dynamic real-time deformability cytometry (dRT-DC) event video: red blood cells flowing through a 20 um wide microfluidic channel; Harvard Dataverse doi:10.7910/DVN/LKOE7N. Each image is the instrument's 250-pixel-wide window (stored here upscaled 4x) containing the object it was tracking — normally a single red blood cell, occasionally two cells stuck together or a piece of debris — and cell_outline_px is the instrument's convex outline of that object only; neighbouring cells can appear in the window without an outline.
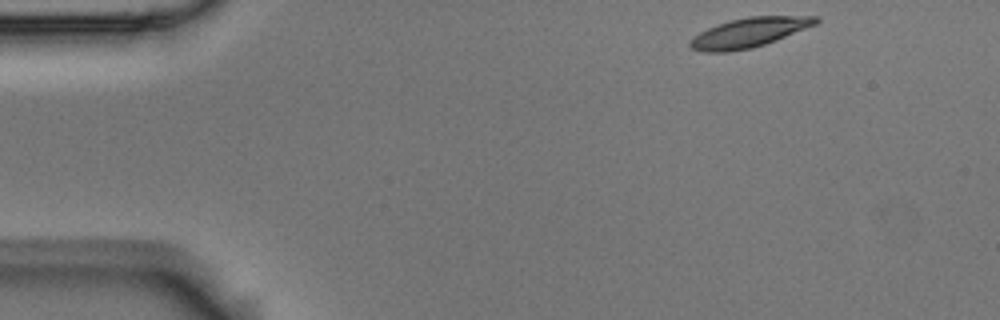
{"species": "Egyptian fruit bat (a non-hibernating species)", "species_latin": "Rousettus aegyptiacus", "temperature_condition": "room temperature", "stored_images_in_passage": 49, "camera_frame_rate_fps": 3000, "um_per_image_px": 0.085, "animal": {"sex": "male"}, "frame": {"image": 1, "passage_image": 1, "time_ms": 0.0, "image_size_px": [1000, 320], "cell_outline_px": [[820, 20], [816, 24], [776, 40], [752, 48], [728, 52], [700, 52], [692, 48], [688, 44], [700, 32], [716, 24], [748, 16], [820, 16]], "centroid_in_image_um": [63.68, 2.76], "position_along_channel_um": 21.3, "area_um2": 21.44}}
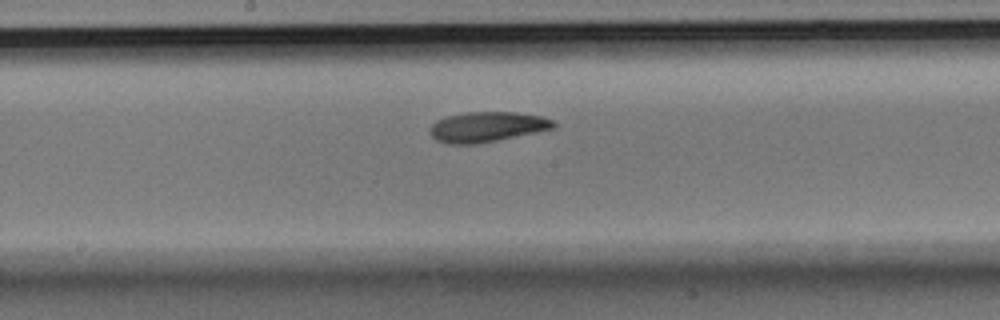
{"frame": {"image": 2, "passage_image": 23, "time_ms": 7.333, "image_size_px": [1000, 320], "cell_outline_px": [[556, 128], [476, 144], [448, 144], [436, 140], [428, 132], [428, 128], [436, 120], [444, 116], [468, 112], [516, 112], [540, 116], [552, 120], [556, 124]], "centroid_in_image_um": [41.34, 10.78], "position_along_channel_um": 206.9, "area_um2": 21.79}}
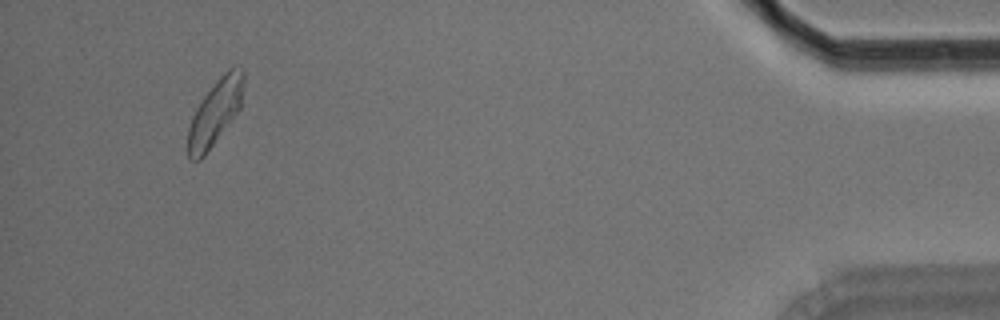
{"frame": {"image": 3, "passage_image": 46, "time_ms": 15.0, "image_size_px": [1000, 320], "cell_outline_px": [[244, 84], [240, 108], [204, 156], [200, 160], [188, 160], [188, 128], [192, 116], [196, 108], [204, 96], [216, 80], [228, 68], [232, 68], [244, 72]], "centroid_in_image_um": [18.27, 9.57], "position_along_channel_um": 416.9, "area_um2": 20.81}, "authors_computed_cell_mechanics": {"area_um2": 21.4438, "velocity_mm_per_s": 3.6535, "shape_relaxation_time_tau1_ms": 3.7908, "shape_relaxation_time_tau2_ms": 4.7526, "deformation_change_tau1": 0.1544, "deformation_change_tau2": 0.1088}}